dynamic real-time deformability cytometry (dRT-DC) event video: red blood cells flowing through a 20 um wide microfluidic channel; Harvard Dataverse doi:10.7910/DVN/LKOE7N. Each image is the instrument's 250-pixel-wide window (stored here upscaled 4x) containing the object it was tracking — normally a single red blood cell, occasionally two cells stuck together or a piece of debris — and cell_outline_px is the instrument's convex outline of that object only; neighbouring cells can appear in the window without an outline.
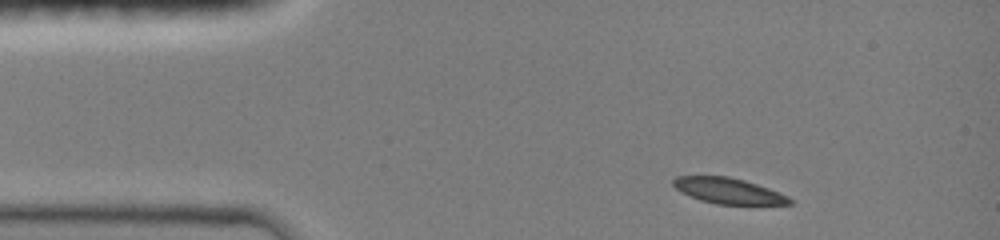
{"species": "common noctule bat (a hibernating species)", "species_latin": "Nyctalus noctula", "temperature_condition": "room temperature", "stored_images_in_passage": 11, "camera_frame_rate_fps": 3000, "um_per_image_px": 0.085, "animal": {"sex": "female", "body_mass_g": 19.0, "forearm_length_mm": 51.5}, "frame": {"image": 1, "passage_image": 1, "time_ms": 0.0, "image_size_px": [1000, 240], "cell_outline_px": [[792, 204], [716, 204], [700, 200], [676, 188], [672, 184], [672, 180], [676, 176], [728, 176], [744, 180], [768, 188], [788, 196], [792, 200]], "centroid_in_image_um": [61.91, 16.21], "position_along_channel_um": 23.1, "area_um2": 17.17}}
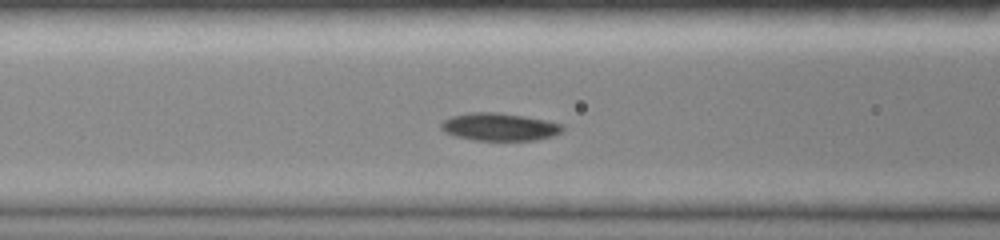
{"frame": {"image": 2, "passage_image": 8, "time_ms": 2.333, "image_size_px": [1000, 240], "cell_outline_px": [[564, 128], [560, 132], [552, 136], [536, 140], [472, 140], [456, 136], [444, 132], [440, 128], [440, 124], [444, 120], [452, 116], [468, 112], [496, 112], [524, 116], [564, 124]], "centroid_in_image_um": [42.43, 10.78], "position_along_channel_um": 124.2, "area_um2": 19.59}}
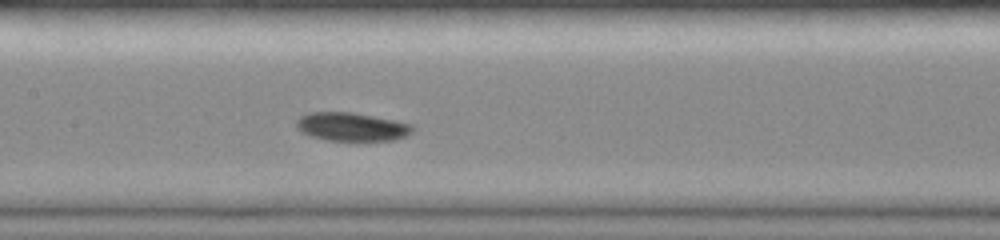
{"frame": {"image": 3, "passage_image": 11, "time_ms": 3.333, "image_size_px": [1000, 240], "cell_outline_px": [[412, 132], [396, 140], [328, 140], [312, 136], [300, 132], [296, 128], [296, 120], [300, 116], [308, 112], [352, 112], [396, 120], [412, 124]], "centroid_in_image_um": [29.86, 10.76], "position_along_channel_um": 177.5, "area_um2": 19.25}}